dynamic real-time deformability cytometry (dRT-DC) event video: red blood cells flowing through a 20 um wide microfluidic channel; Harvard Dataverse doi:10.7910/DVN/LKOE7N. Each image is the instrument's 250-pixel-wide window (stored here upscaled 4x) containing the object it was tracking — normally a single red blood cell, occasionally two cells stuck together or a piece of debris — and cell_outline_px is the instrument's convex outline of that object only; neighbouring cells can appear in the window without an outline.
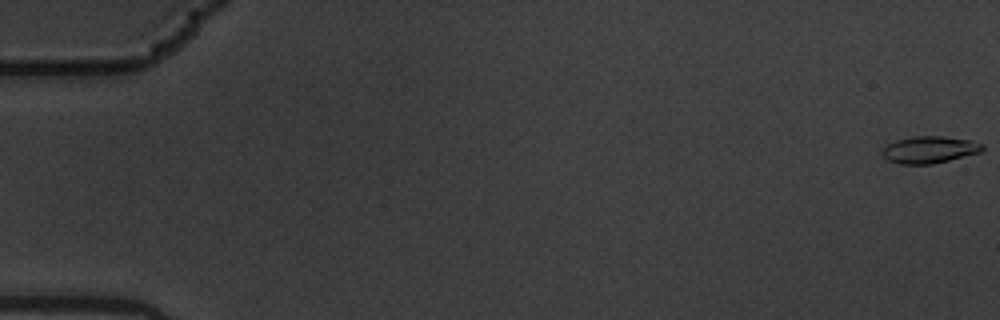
{"species": "common noctule bat (a hibernating species)", "species_latin": "Nyctalus noctula", "temperature_condition": "warm", "stored_images_in_passage": 12, "camera_frame_rate_fps": 3000, "um_per_image_px": 0.085, "animal": {"sex": "male", "body_mass_g": 19.5, "forearm_length_mm": 54.6}, "frame": {"image": 1, "passage_image": 1, "time_ms": 0.0, "image_size_px": [1000, 320], "cell_outline_px": [[984, 148], [980, 152], [932, 164], [900, 164], [888, 160], [880, 152], [888, 144], [896, 140], [916, 136], [944, 136], [972, 140], [984, 144]], "centroid_in_image_um": [79.01, 12.71], "position_along_channel_um": 6.0, "area_um2": 15.66}}
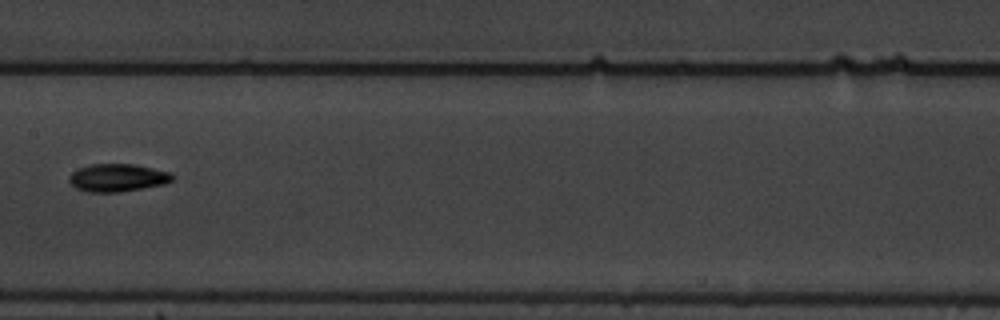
{"frame": {"image": 2, "passage_image": 9, "time_ms": 2.667, "image_size_px": [1000, 320], "cell_outline_px": [[172, 180], [164, 184], [120, 192], [88, 192], [76, 188], [68, 180], [68, 176], [76, 168], [88, 164], [132, 164], [172, 172]], "centroid_in_image_um": [9.94, 15.1], "position_along_channel_um": 197.5, "area_um2": 16.76}}
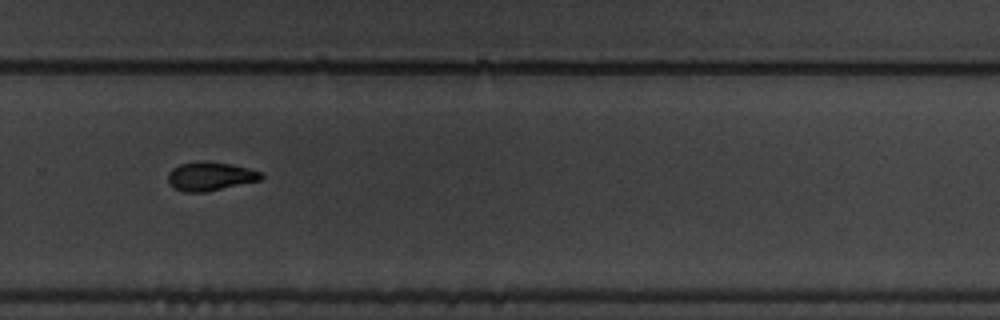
{"frame": {"image": 3, "passage_image": 12, "time_ms": 3.667, "image_size_px": [1000, 320], "cell_outline_px": [[264, 176], [260, 180], [204, 192], [184, 192], [176, 188], [168, 180], [168, 172], [172, 168], [180, 164], [200, 160], [204, 160], [232, 164], [264, 172]], "centroid_in_image_um": [17.89, 14.96], "position_along_channel_um": 311.9, "area_um2": 15.61}}